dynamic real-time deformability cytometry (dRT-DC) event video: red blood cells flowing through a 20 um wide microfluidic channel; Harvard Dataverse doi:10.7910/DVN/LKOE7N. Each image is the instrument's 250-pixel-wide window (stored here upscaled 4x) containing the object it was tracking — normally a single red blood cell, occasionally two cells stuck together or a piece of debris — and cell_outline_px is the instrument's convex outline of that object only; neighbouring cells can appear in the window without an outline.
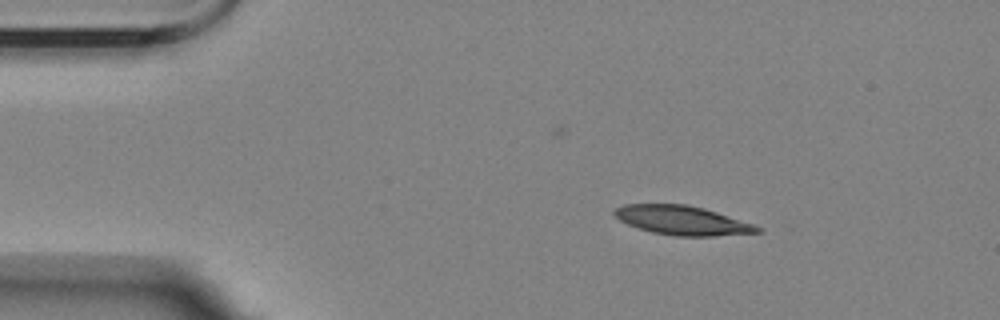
{"species": "Egyptian fruit bat (a non-hibernating species)", "species_latin": "Rousettus aegyptiacus", "temperature_condition": "room temperature", "stored_images_in_passage": 4, "camera_frame_rate_fps": 3000, "um_per_image_px": 0.085, "animal": {"sex": "female"}, "frame": {"image": 1, "passage_image": 2, "time_ms": 1.0, "image_size_px": [1000, 320], "cell_outline_px": [[764, 232], [716, 236], [676, 236], [652, 232], [628, 224], [620, 220], [612, 212], [616, 208], [624, 204], [684, 204], [704, 208], [752, 224], [760, 228]], "centroid_in_image_um": [57.98, 18.73], "position_along_channel_um": 27.0, "area_um2": 23.99}}